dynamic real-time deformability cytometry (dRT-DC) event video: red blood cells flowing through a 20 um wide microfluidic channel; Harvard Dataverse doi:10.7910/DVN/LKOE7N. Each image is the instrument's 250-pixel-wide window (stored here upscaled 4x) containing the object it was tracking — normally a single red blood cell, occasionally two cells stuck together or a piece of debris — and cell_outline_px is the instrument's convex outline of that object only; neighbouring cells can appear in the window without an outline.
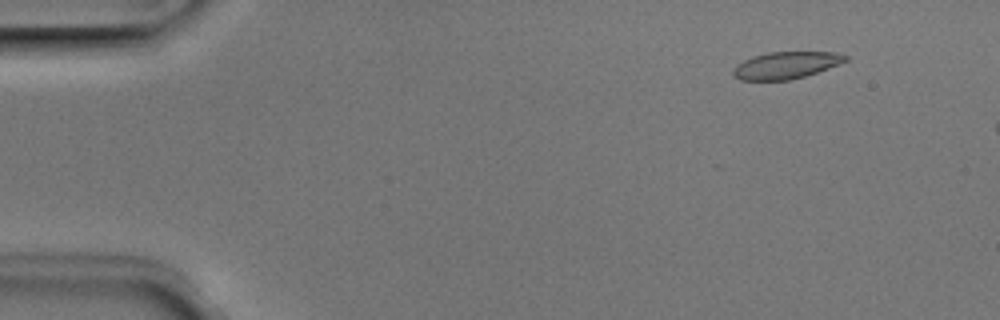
{"species": "Egyptian fruit bat (a non-hibernating species)", "species_latin": "Rousettus aegyptiacus", "temperature_condition": "room temperature", "stored_images_in_passage": 5, "camera_frame_rate_fps": 3000, "um_per_image_px": 0.085, "animal": {"sex": "male"}, "frame": {"image": 1, "passage_image": 5, "time_ms": 1.333, "image_size_px": [1000, 320], "cell_outline_px": [[848, 60], [828, 68], [804, 76], [788, 80], [740, 80], [732, 76], [732, 68], [736, 64], [752, 56], [768, 52], [836, 52], [848, 56]], "centroid_in_image_um": [66.75, 5.54], "position_along_channel_um": 18.2, "area_um2": 17.69}}